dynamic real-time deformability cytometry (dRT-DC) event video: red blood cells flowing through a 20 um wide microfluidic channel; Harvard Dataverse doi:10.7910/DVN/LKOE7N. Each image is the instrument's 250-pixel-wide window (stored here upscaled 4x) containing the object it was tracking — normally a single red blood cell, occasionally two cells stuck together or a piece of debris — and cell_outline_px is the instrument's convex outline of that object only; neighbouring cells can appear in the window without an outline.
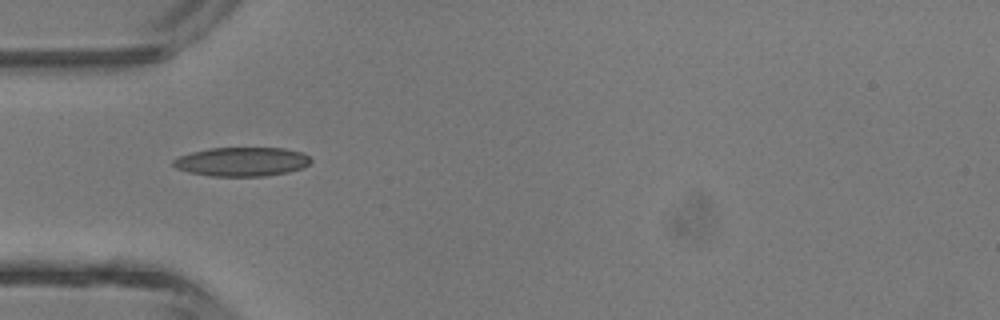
{"species": "common noctule bat (a hibernating species)", "species_latin": "Nyctalus noctula", "temperature_condition": "room temperature", "stored_images_in_passage": 2, "camera_frame_rate_fps": 3000, "um_per_image_px": 0.085, "animal": {"sex": "male", "body_mass_g": 13.3}, "frame": {"image": 1, "passage_image": 1, "time_ms": 0.0, "image_size_px": [1000, 320], "cell_outline_px": [[312, 160], [304, 168], [288, 172], [264, 176], [212, 176], [188, 172], [176, 168], [172, 164], [172, 160], [180, 156], [192, 152], [208, 148], [284, 148], [300, 152], [308, 156]], "centroid_in_image_um": [20.55, 13.74], "position_along_channel_um": 64.5, "area_um2": 23.24}}
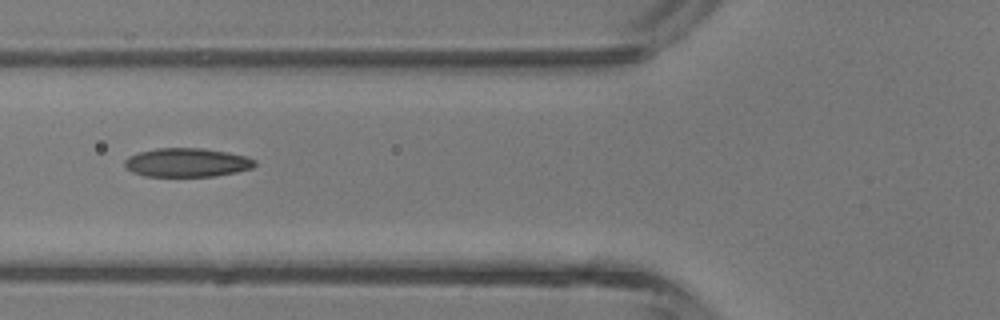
{"frame": {"image": 2, "passage_image": 2, "time_ms": 1.0, "image_size_px": [1000, 320], "cell_outline_px": [[256, 164], [252, 168], [236, 172], [216, 176], [144, 176], [132, 172], [124, 164], [124, 160], [128, 156], [140, 152], [156, 148], [200, 148], [228, 152], [248, 156], [256, 160]], "centroid_in_image_um": [15.91, 13.81], "position_along_channel_um": 109.9, "area_um2": 21.91}}